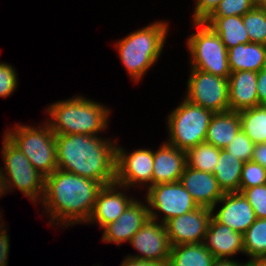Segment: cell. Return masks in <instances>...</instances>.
Here are the masks:
<instances>
[{
  "instance_id": "obj_10",
  "label": "cell",
  "mask_w": 266,
  "mask_h": 266,
  "mask_svg": "<svg viewBox=\"0 0 266 266\" xmlns=\"http://www.w3.org/2000/svg\"><path fill=\"white\" fill-rule=\"evenodd\" d=\"M184 99L213 113L229 111L228 77L190 68Z\"/></svg>"
},
{
  "instance_id": "obj_31",
  "label": "cell",
  "mask_w": 266,
  "mask_h": 266,
  "mask_svg": "<svg viewBox=\"0 0 266 266\" xmlns=\"http://www.w3.org/2000/svg\"><path fill=\"white\" fill-rule=\"evenodd\" d=\"M263 184H266V169L252 160L244 162L240 188H251Z\"/></svg>"
},
{
  "instance_id": "obj_1",
  "label": "cell",
  "mask_w": 266,
  "mask_h": 266,
  "mask_svg": "<svg viewBox=\"0 0 266 266\" xmlns=\"http://www.w3.org/2000/svg\"><path fill=\"white\" fill-rule=\"evenodd\" d=\"M103 186L101 182L57 168L45 177L44 196L39 202L42 213L50 224L62 228L86 224Z\"/></svg>"
},
{
  "instance_id": "obj_19",
  "label": "cell",
  "mask_w": 266,
  "mask_h": 266,
  "mask_svg": "<svg viewBox=\"0 0 266 266\" xmlns=\"http://www.w3.org/2000/svg\"><path fill=\"white\" fill-rule=\"evenodd\" d=\"M186 165V151L166 141L162 142V145L153 151L152 186L178 182Z\"/></svg>"
},
{
  "instance_id": "obj_28",
  "label": "cell",
  "mask_w": 266,
  "mask_h": 266,
  "mask_svg": "<svg viewBox=\"0 0 266 266\" xmlns=\"http://www.w3.org/2000/svg\"><path fill=\"white\" fill-rule=\"evenodd\" d=\"M243 247L249 260L266 257V218H256L243 233Z\"/></svg>"
},
{
  "instance_id": "obj_8",
  "label": "cell",
  "mask_w": 266,
  "mask_h": 266,
  "mask_svg": "<svg viewBox=\"0 0 266 266\" xmlns=\"http://www.w3.org/2000/svg\"><path fill=\"white\" fill-rule=\"evenodd\" d=\"M192 26L195 32L189 34L185 43L190 55L188 66L215 76L229 77L228 49L220 37L204 22H192Z\"/></svg>"
},
{
  "instance_id": "obj_40",
  "label": "cell",
  "mask_w": 266,
  "mask_h": 266,
  "mask_svg": "<svg viewBox=\"0 0 266 266\" xmlns=\"http://www.w3.org/2000/svg\"><path fill=\"white\" fill-rule=\"evenodd\" d=\"M246 262L241 263L236 259H215L212 266H245Z\"/></svg>"
},
{
  "instance_id": "obj_25",
  "label": "cell",
  "mask_w": 266,
  "mask_h": 266,
  "mask_svg": "<svg viewBox=\"0 0 266 266\" xmlns=\"http://www.w3.org/2000/svg\"><path fill=\"white\" fill-rule=\"evenodd\" d=\"M216 258L203 243L172 246L167 266H212Z\"/></svg>"
},
{
  "instance_id": "obj_33",
  "label": "cell",
  "mask_w": 266,
  "mask_h": 266,
  "mask_svg": "<svg viewBox=\"0 0 266 266\" xmlns=\"http://www.w3.org/2000/svg\"><path fill=\"white\" fill-rule=\"evenodd\" d=\"M248 203L252 206L256 218H266V184L240 188Z\"/></svg>"
},
{
  "instance_id": "obj_34",
  "label": "cell",
  "mask_w": 266,
  "mask_h": 266,
  "mask_svg": "<svg viewBox=\"0 0 266 266\" xmlns=\"http://www.w3.org/2000/svg\"><path fill=\"white\" fill-rule=\"evenodd\" d=\"M18 74L14 66L0 62V97L7 98L14 94L18 87Z\"/></svg>"
},
{
  "instance_id": "obj_23",
  "label": "cell",
  "mask_w": 266,
  "mask_h": 266,
  "mask_svg": "<svg viewBox=\"0 0 266 266\" xmlns=\"http://www.w3.org/2000/svg\"><path fill=\"white\" fill-rule=\"evenodd\" d=\"M204 23L220 37L227 49L250 42L243 16L208 17Z\"/></svg>"
},
{
  "instance_id": "obj_24",
  "label": "cell",
  "mask_w": 266,
  "mask_h": 266,
  "mask_svg": "<svg viewBox=\"0 0 266 266\" xmlns=\"http://www.w3.org/2000/svg\"><path fill=\"white\" fill-rule=\"evenodd\" d=\"M244 162L225 149L220 150L213 174L224 193L240 192V178Z\"/></svg>"
},
{
  "instance_id": "obj_6",
  "label": "cell",
  "mask_w": 266,
  "mask_h": 266,
  "mask_svg": "<svg viewBox=\"0 0 266 266\" xmlns=\"http://www.w3.org/2000/svg\"><path fill=\"white\" fill-rule=\"evenodd\" d=\"M2 142L4 166L0 170L7 193L17 189L38 206L44 196L45 176L31 165L27 157L4 134Z\"/></svg>"
},
{
  "instance_id": "obj_22",
  "label": "cell",
  "mask_w": 266,
  "mask_h": 266,
  "mask_svg": "<svg viewBox=\"0 0 266 266\" xmlns=\"http://www.w3.org/2000/svg\"><path fill=\"white\" fill-rule=\"evenodd\" d=\"M266 65V45L249 42L238 44L228 49V66L230 72H259Z\"/></svg>"
},
{
  "instance_id": "obj_38",
  "label": "cell",
  "mask_w": 266,
  "mask_h": 266,
  "mask_svg": "<svg viewBox=\"0 0 266 266\" xmlns=\"http://www.w3.org/2000/svg\"><path fill=\"white\" fill-rule=\"evenodd\" d=\"M252 161L266 169V143L255 144Z\"/></svg>"
},
{
  "instance_id": "obj_16",
  "label": "cell",
  "mask_w": 266,
  "mask_h": 266,
  "mask_svg": "<svg viewBox=\"0 0 266 266\" xmlns=\"http://www.w3.org/2000/svg\"><path fill=\"white\" fill-rule=\"evenodd\" d=\"M222 204V205H221ZM217 205L218 208H216ZM216 213H214V211ZM211 217L234 231L244 233L256 220L254 210L240 192L225 193L211 208Z\"/></svg>"
},
{
  "instance_id": "obj_9",
  "label": "cell",
  "mask_w": 266,
  "mask_h": 266,
  "mask_svg": "<svg viewBox=\"0 0 266 266\" xmlns=\"http://www.w3.org/2000/svg\"><path fill=\"white\" fill-rule=\"evenodd\" d=\"M145 190L149 218L164 224L199 207L179 181L156 184Z\"/></svg>"
},
{
  "instance_id": "obj_37",
  "label": "cell",
  "mask_w": 266,
  "mask_h": 266,
  "mask_svg": "<svg viewBox=\"0 0 266 266\" xmlns=\"http://www.w3.org/2000/svg\"><path fill=\"white\" fill-rule=\"evenodd\" d=\"M257 96H258V106L266 105V65L257 72Z\"/></svg>"
},
{
  "instance_id": "obj_14",
  "label": "cell",
  "mask_w": 266,
  "mask_h": 266,
  "mask_svg": "<svg viewBox=\"0 0 266 266\" xmlns=\"http://www.w3.org/2000/svg\"><path fill=\"white\" fill-rule=\"evenodd\" d=\"M127 187L116 182L104 185L98 193L94 209L86 224H97L99 229L116 221L136 199L128 195ZM128 192V193H126Z\"/></svg>"
},
{
  "instance_id": "obj_26",
  "label": "cell",
  "mask_w": 266,
  "mask_h": 266,
  "mask_svg": "<svg viewBox=\"0 0 266 266\" xmlns=\"http://www.w3.org/2000/svg\"><path fill=\"white\" fill-rule=\"evenodd\" d=\"M241 130L254 144L266 143V105L239 112Z\"/></svg>"
},
{
  "instance_id": "obj_35",
  "label": "cell",
  "mask_w": 266,
  "mask_h": 266,
  "mask_svg": "<svg viewBox=\"0 0 266 266\" xmlns=\"http://www.w3.org/2000/svg\"><path fill=\"white\" fill-rule=\"evenodd\" d=\"M191 22H204L218 7L221 0H194Z\"/></svg>"
},
{
  "instance_id": "obj_29",
  "label": "cell",
  "mask_w": 266,
  "mask_h": 266,
  "mask_svg": "<svg viewBox=\"0 0 266 266\" xmlns=\"http://www.w3.org/2000/svg\"><path fill=\"white\" fill-rule=\"evenodd\" d=\"M250 42L266 45V9L255 7L243 15Z\"/></svg>"
},
{
  "instance_id": "obj_2",
  "label": "cell",
  "mask_w": 266,
  "mask_h": 266,
  "mask_svg": "<svg viewBox=\"0 0 266 266\" xmlns=\"http://www.w3.org/2000/svg\"><path fill=\"white\" fill-rule=\"evenodd\" d=\"M55 138L58 169L103 185L115 182L117 138L84 134L55 135Z\"/></svg>"
},
{
  "instance_id": "obj_41",
  "label": "cell",
  "mask_w": 266,
  "mask_h": 266,
  "mask_svg": "<svg viewBox=\"0 0 266 266\" xmlns=\"http://www.w3.org/2000/svg\"><path fill=\"white\" fill-rule=\"evenodd\" d=\"M248 266H266V257L254 258L246 261Z\"/></svg>"
},
{
  "instance_id": "obj_30",
  "label": "cell",
  "mask_w": 266,
  "mask_h": 266,
  "mask_svg": "<svg viewBox=\"0 0 266 266\" xmlns=\"http://www.w3.org/2000/svg\"><path fill=\"white\" fill-rule=\"evenodd\" d=\"M256 7V0H221L209 17L243 16Z\"/></svg>"
},
{
  "instance_id": "obj_44",
  "label": "cell",
  "mask_w": 266,
  "mask_h": 266,
  "mask_svg": "<svg viewBox=\"0 0 266 266\" xmlns=\"http://www.w3.org/2000/svg\"><path fill=\"white\" fill-rule=\"evenodd\" d=\"M1 213H3V211L2 212H0V219H3L2 217H3V215H1Z\"/></svg>"
},
{
  "instance_id": "obj_20",
  "label": "cell",
  "mask_w": 266,
  "mask_h": 266,
  "mask_svg": "<svg viewBox=\"0 0 266 266\" xmlns=\"http://www.w3.org/2000/svg\"><path fill=\"white\" fill-rule=\"evenodd\" d=\"M257 72H231L228 77L229 110L240 112L258 106Z\"/></svg>"
},
{
  "instance_id": "obj_18",
  "label": "cell",
  "mask_w": 266,
  "mask_h": 266,
  "mask_svg": "<svg viewBox=\"0 0 266 266\" xmlns=\"http://www.w3.org/2000/svg\"><path fill=\"white\" fill-rule=\"evenodd\" d=\"M203 244L216 259H234L238 253L244 254L243 234L216 222L212 217Z\"/></svg>"
},
{
  "instance_id": "obj_15",
  "label": "cell",
  "mask_w": 266,
  "mask_h": 266,
  "mask_svg": "<svg viewBox=\"0 0 266 266\" xmlns=\"http://www.w3.org/2000/svg\"><path fill=\"white\" fill-rule=\"evenodd\" d=\"M144 200L135 199L116 221L106 225L103 228L102 242L115 243L118 247L130 242L133 235L150 219L148 204L145 198Z\"/></svg>"
},
{
  "instance_id": "obj_36",
  "label": "cell",
  "mask_w": 266,
  "mask_h": 266,
  "mask_svg": "<svg viewBox=\"0 0 266 266\" xmlns=\"http://www.w3.org/2000/svg\"><path fill=\"white\" fill-rule=\"evenodd\" d=\"M3 221V222H2ZM10 236L8 235L7 225L0 219V266H7L10 251Z\"/></svg>"
},
{
  "instance_id": "obj_7",
  "label": "cell",
  "mask_w": 266,
  "mask_h": 266,
  "mask_svg": "<svg viewBox=\"0 0 266 266\" xmlns=\"http://www.w3.org/2000/svg\"><path fill=\"white\" fill-rule=\"evenodd\" d=\"M181 100L182 102L166 117L169 134L166 142L180 150L187 151L205 142L207 129L214 113L184 98Z\"/></svg>"
},
{
  "instance_id": "obj_39",
  "label": "cell",
  "mask_w": 266,
  "mask_h": 266,
  "mask_svg": "<svg viewBox=\"0 0 266 266\" xmlns=\"http://www.w3.org/2000/svg\"><path fill=\"white\" fill-rule=\"evenodd\" d=\"M119 266H166L156 261L139 260L125 256Z\"/></svg>"
},
{
  "instance_id": "obj_43",
  "label": "cell",
  "mask_w": 266,
  "mask_h": 266,
  "mask_svg": "<svg viewBox=\"0 0 266 266\" xmlns=\"http://www.w3.org/2000/svg\"><path fill=\"white\" fill-rule=\"evenodd\" d=\"M256 6L266 9V0H256Z\"/></svg>"
},
{
  "instance_id": "obj_5",
  "label": "cell",
  "mask_w": 266,
  "mask_h": 266,
  "mask_svg": "<svg viewBox=\"0 0 266 266\" xmlns=\"http://www.w3.org/2000/svg\"><path fill=\"white\" fill-rule=\"evenodd\" d=\"M3 134L27 157L31 165L45 177L57 169L56 138L49 124L16 123Z\"/></svg>"
},
{
  "instance_id": "obj_21",
  "label": "cell",
  "mask_w": 266,
  "mask_h": 266,
  "mask_svg": "<svg viewBox=\"0 0 266 266\" xmlns=\"http://www.w3.org/2000/svg\"><path fill=\"white\" fill-rule=\"evenodd\" d=\"M241 130L239 112L214 113L211 117L205 142L224 149Z\"/></svg>"
},
{
  "instance_id": "obj_3",
  "label": "cell",
  "mask_w": 266,
  "mask_h": 266,
  "mask_svg": "<svg viewBox=\"0 0 266 266\" xmlns=\"http://www.w3.org/2000/svg\"><path fill=\"white\" fill-rule=\"evenodd\" d=\"M45 121L55 135H102L108 127L111 109L84 95L55 101L45 109Z\"/></svg>"
},
{
  "instance_id": "obj_13",
  "label": "cell",
  "mask_w": 266,
  "mask_h": 266,
  "mask_svg": "<svg viewBox=\"0 0 266 266\" xmlns=\"http://www.w3.org/2000/svg\"><path fill=\"white\" fill-rule=\"evenodd\" d=\"M211 209L199 206L165 223L171 246L203 243L211 218Z\"/></svg>"
},
{
  "instance_id": "obj_32",
  "label": "cell",
  "mask_w": 266,
  "mask_h": 266,
  "mask_svg": "<svg viewBox=\"0 0 266 266\" xmlns=\"http://www.w3.org/2000/svg\"><path fill=\"white\" fill-rule=\"evenodd\" d=\"M254 146L255 144L251 141V139L242 130H240L233 138V141L230 142L224 149L243 162H247L252 160Z\"/></svg>"
},
{
  "instance_id": "obj_11",
  "label": "cell",
  "mask_w": 266,
  "mask_h": 266,
  "mask_svg": "<svg viewBox=\"0 0 266 266\" xmlns=\"http://www.w3.org/2000/svg\"><path fill=\"white\" fill-rule=\"evenodd\" d=\"M126 150L117 143L115 182L128 189H148L152 186L154 149L141 147L130 152Z\"/></svg>"
},
{
  "instance_id": "obj_4",
  "label": "cell",
  "mask_w": 266,
  "mask_h": 266,
  "mask_svg": "<svg viewBox=\"0 0 266 266\" xmlns=\"http://www.w3.org/2000/svg\"><path fill=\"white\" fill-rule=\"evenodd\" d=\"M169 24L167 20L154 21L116 41L120 62L135 83L158 62L166 45Z\"/></svg>"
},
{
  "instance_id": "obj_12",
  "label": "cell",
  "mask_w": 266,
  "mask_h": 266,
  "mask_svg": "<svg viewBox=\"0 0 266 266\" xmlns=\"http://www.w3.org/2000/svg\"><path fill=\"white\" fill-rule=\"evenodd\" d=\"M129 244L138 254H128L127 257L161 262L167 266L172 246L164 223L148 219Z\"/></svg>"
},
{
  "instance_id": "obj_17",
  "label": "cell",
  "mask_w": 266,
  "mask_h": 266,
  "mask_svg": "<svg viewBox=\"0 0 266 266\" xmlns=\"http://www.w3.org/2000/svg\"><path fill=\"white\" fill-rule=\"evenodd\" d=\"M179 182L201 207L212 208L225 194L220 188L215 175L198 171L186 165Z\"/></svg>"
},
{
  "instance_id": "obj_27",
  "label": "cell",
  "mask_w": 266,
  "mask_h": 266,
  "mask_svg": "<svg viewBox=\"0 0 266 266\" xmlns=\"http://www.w3.org/2000/svg\"><path fill=\"white\" fill-rule=\"evenodd\" d=\"M220 148L203 142L186 151L187 166L198 171L212 173L217 165Z\"/></svg>"
},
{
  "instance_id": "obj_42",
  "label": "cell",
  "mask_w": 266,
  "mask_h": 266,
  "mask_svg": "<svg viewBox=\"0 0 266 266\" xmlns=\"http://www.w3.org/2000/svg\"><path fill=\"white\" fill-rule=\"evenodd\" d=\"M6 194H8V193L6 190L5 181H4V178L2 177L1 170H0V198Z\"/></svg>"
}]
</instances>
